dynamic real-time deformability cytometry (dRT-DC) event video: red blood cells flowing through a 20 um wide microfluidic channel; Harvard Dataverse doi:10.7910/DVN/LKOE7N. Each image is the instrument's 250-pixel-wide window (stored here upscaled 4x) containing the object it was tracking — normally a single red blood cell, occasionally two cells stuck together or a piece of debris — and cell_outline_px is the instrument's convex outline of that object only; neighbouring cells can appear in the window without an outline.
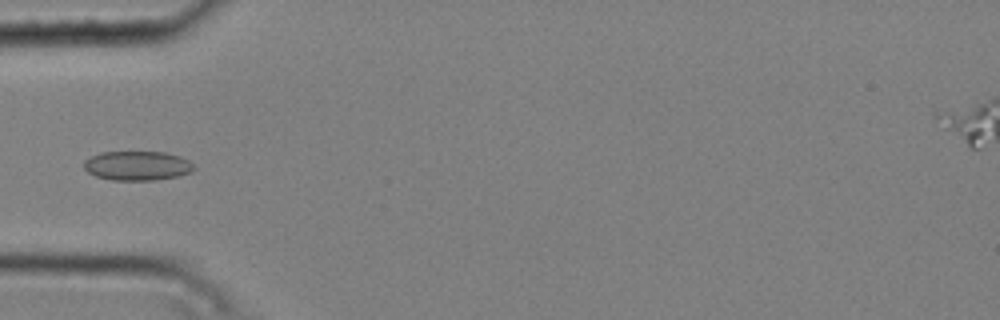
{"species": "common noctule bat (a hibernating species)", "species_latin": "Nyctalus noctula", "temperature_condition": "cold", "stored_images_in_passage": 8, "camera_frame_rate_fps": 3000, "um_per_image_px": 0.085, "animal": {"sex": "male", "body_mass_g": 20.4}, "frame": {"image": 1, "passage_image": 5, "time_ms": 1.333, "image_size_px": [1000, 320], "cell_outline_px": [[196, 168], [192, 172], [176, 176], [156, 180], [112, 180], [96, 176], [88, 172], [84, 168], [84, 160], [100, 152], [164, 152], [180, 156], [188, 160]], "centroid_in_image_um": [11.67, 14.08], "position_along_channel_um": 73.3, "area_um2": 18.79}}
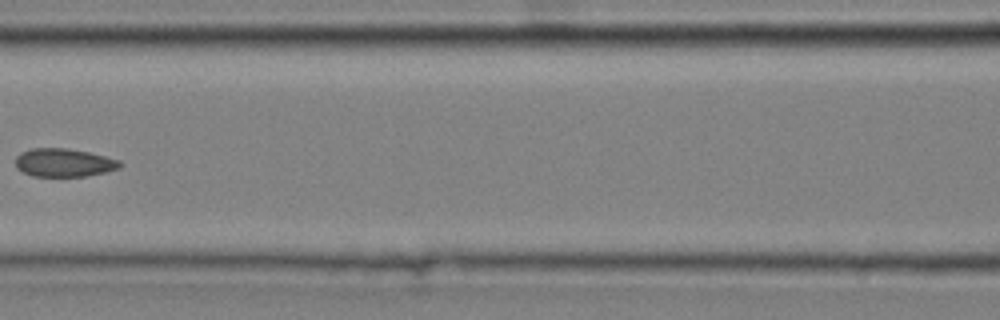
{"frame": {"image": 2, "passage_image": 7, "time_ms": 2.0, "image_size_px": [1000, 320], "cell_outline_px": [[124, 164], [120, 168], [104, 172], [84, 176], [32, 176], [16, 168], [16, 156], [20, 152], [32, 148], [68, 148], [88, 152], [120, 160]], "centroid_in_image_um": [5.43, 13.82], "position_along_channel_um": 161.2, "area_um2": 17.22}}
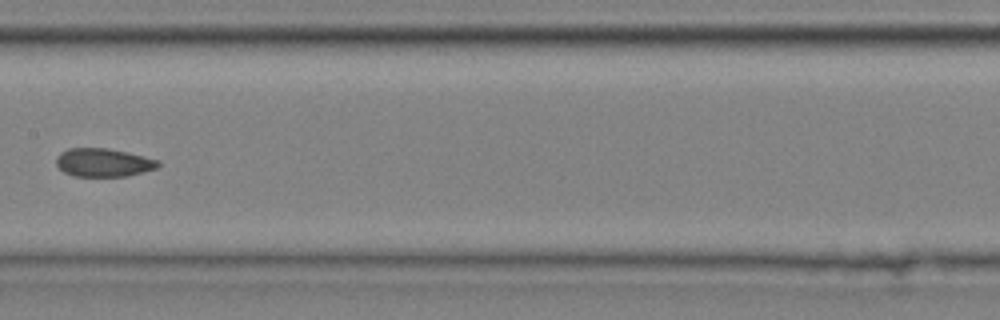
{"frame": {"image": 3, "passage_image": 8, "time_ms": 2.333, "image_size_px": [1000, 320], "cell_outline_px": [[160, 164], [156, 168], [128, 176], [72, 176], [64, 172], [56, 164], [56, 156], [60, 152], [68, 148], [108, 148], [128, 152], [160, 160]], "centroid_in_image_um": [8.78, 13.81], "position_along_channel_um": 198.6, "area_um2": 16.94}}